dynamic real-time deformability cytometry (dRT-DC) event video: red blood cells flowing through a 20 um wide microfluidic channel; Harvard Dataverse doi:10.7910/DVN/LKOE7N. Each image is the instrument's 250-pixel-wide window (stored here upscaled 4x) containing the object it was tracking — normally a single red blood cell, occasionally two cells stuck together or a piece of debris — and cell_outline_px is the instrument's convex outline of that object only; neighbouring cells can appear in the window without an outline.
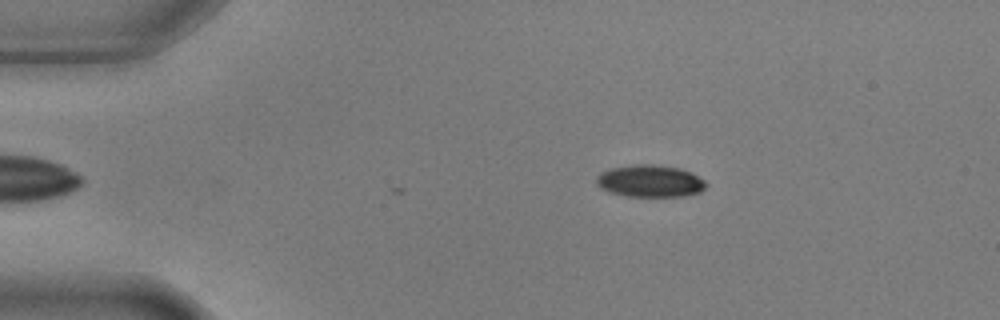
{"species": "common noctule bat (a hibernating species)", "species_latin": "Nyctalus noctula", "temperature_condition": "warm", "stored_images_in_passage": 2, "camera_frame_rate_fps": 3000, "um_per_image_px": 0.085, "animal": {"sex": "male", "body_mass_g": 17.9, "forearm_length_mm": 54.2}, "frame": {"image": 1, "passage_image": 1, "time_ms": 0.0, "image_size_px": [1000, 320], "cell_outline_px": [[708, 184], [700, 192], [684, 196], [628, 196], [608, 192], [600, 188], [596, 184], [596, 176], [600, 172], [608, 168], [632, 164], [652, 164], [680, 168], [692, 172], [704, 180]], "centroid_in_image_um": [55.22, 15.38], "position_along_channel_um": 29.8, "area_um2": 20.81}}